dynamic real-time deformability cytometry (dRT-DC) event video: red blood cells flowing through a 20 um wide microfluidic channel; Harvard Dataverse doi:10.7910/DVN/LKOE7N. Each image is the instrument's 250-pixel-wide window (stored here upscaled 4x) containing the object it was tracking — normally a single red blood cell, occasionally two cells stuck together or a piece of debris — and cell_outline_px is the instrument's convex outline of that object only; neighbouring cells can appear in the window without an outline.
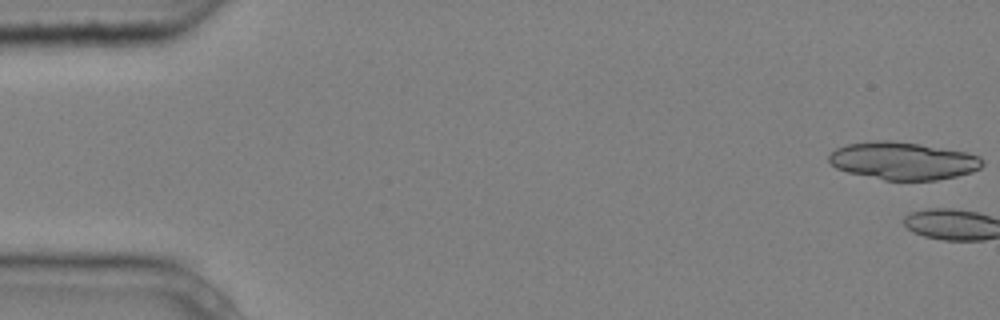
{"species": "common noctule bat (a hibernating species)", "species_latin": "Nyctalus noctula", "temperature_condition": "cold", "stored_images_in_passage": 8, "camera_frame_rate_fps": 3000, "um_per_image_px": 0.085, "animal": {"sex": "male", "body_mass_g": 20.4}, "frame": {"image": 1, "passage_image": 1, "time_ms": 0.0, "image_size_px": [1000, 320], "cell_outline_px": [[984, 164], [980, 168], [972, 172], [956, 176], [936, 180], [884, 180], [848, 172], [836, 168], [828, 160], [828, 156], [836, 148], [844, 144], [872, 140], [892, 140], [920, 144], [968, 152], [980, 156], [984, 160]], "centroid_in_image_um": [76.77, 13.66], "position_along_channel_um": 8.2, "area_um2": 33.93}}
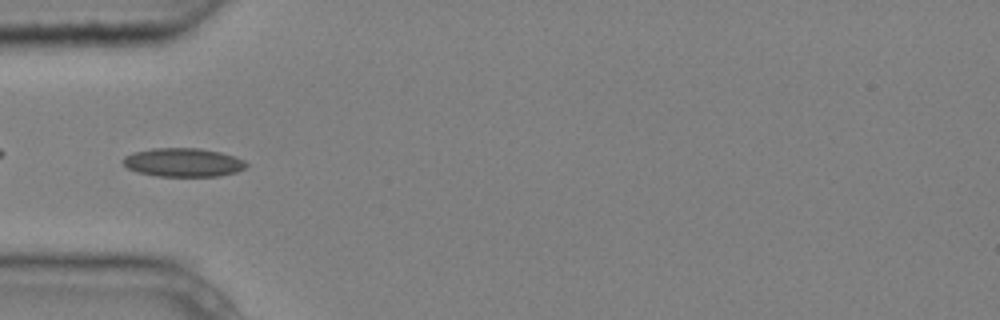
{"frame": {"image": 2, "passage_image": 6, "time_ms": 1.667, "image_size_px": [1000, 320], "cell_outline_px": [[248, 164], [244, 168], [236, 172], [220, 176], [156, 176], [136, 172], [128, 168], [120, 160], [124, 156], [132, 152], [152, 148], [200, 148], [220, 152], [236, 156], [244, 160]], "centroid_in_image_um": [15.55, 13.8], "position_along_channel_um": 69.5, "area_um2": 20.81}}
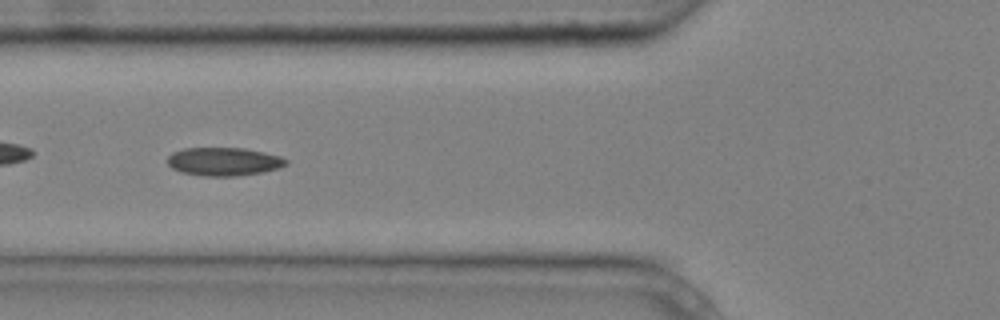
{"frame": {"image": 3, "passage_image": 7, "time_ms": 2.0, "image_size_px": [1000, 320], "cell_outline_px": [[288, 164], [280, 168], [260, 172], [236, 176], [204, 176], [180, 172], [172, 168], [168, 164], [168, 156], [172, 152], [184, 148], [244, 148], [264, 152], [280, 156], [288, 160]], "centroid_in_image_um": [19.02, 13.73], "position_along_channel_um": 106.8, "area_um2": 19.59}}